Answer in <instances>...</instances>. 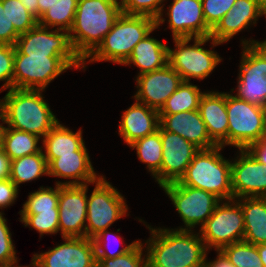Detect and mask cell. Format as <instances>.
I'll list each match as a JSON object with an SVG mask.
<instances>
[{"instance_id": "6da1fadb", "label": "cell", "mask_w": 266, "mask_h": 267, "mask_svg": "<svg viewBox=\"0 0 266 267\" xmlns=\"http://www.w3.org/2000/svg\"><path fill=\"white\" fill-rule=\"evenodd\" d=\"M146 240L147 267H199L206 262L207 248L193 230L153 228Z\"/></svg>"}, {"instance_id": "7a4b0ae2", "label": "cell", "mask_w": 266, "mask_h": 267, "mask_svg": "<svg viewBox=\"0 0 266 267\" xmlns=\"http://www.w3.org/2000/svg\"><path fill=\"white\" fill-rule=\"evenodd\" d=\"M121 14L118 0H78L74 22L68 33L71 46L83 64Z\"/></svg>"}, {"instance_id": "3957f363", "label": "cell", "mask_w": 266, "mask_h": 267, "mask_svg": "<svg viewBox=\"0 0 266 267\" xmlns=\"http://www.w3.org/2000/svg\"><path fill=\"white\" fill-rule=\"evenodd\" d=\"M41 92L43 90L9 89L4 98L0 99L3 123L9 128L44 138L59 121Z\"/></svg>"}, {"instance_id": "277c9868", "label": "cell", "mask_w": 266, "mask_h": 267, "mask_svg": "<svg viewBox=\"0 0 266 267\" xmlns=\"http://www.w3.org/2000/svg\"><path fill=\"white\" fill-rule=\"evenodd\" d=\"M222 146L200 149L180 178L182 185L210 192L223 200L233 199L231 187V161L221 153Z\"/></svg>"}, {"instance_id": "5b68a950", "label": "cell", "mask_w": 266, "mask_h": 267, "mask_svg": "<svg viewBox=\"0 0 266 267\" xmlns=\"http://www.w3.org/2000/svg\"><path fill=\"white\" fill-rule=\"evenodd\" d=\"M156 29V20L148 16L121 14L103 41L87 57L89 62L112 61L123 64L133 48Z\"/></svg>"}, {"instance_id": "8992f818", "label": "cell", "mask_w": 266, "mask_h": 267, "mask_svg": "<svg viewBox=\"0 0 266 267\" xmlns=\"http://www.w3.org/2000/svg\"><path fill=\"white\" fill-rule=\"evenodd\" d=\"M175 49L168 48V64L180 75L183 81L190 82L191 78L203 80L221 62V57L212 50L202 47L206 42L217 46L210 36L195 37L194 44L188 45L192 38H173Z\"/></svg>"}, {"instance_id": "52a82bcc", "label": "cell", "mask_w": 266, "mask_h": 267, "mask_svg": "<svg viewBox=\"0 0 266 267\" xmlns=\"http://www.w3.org/2000/svg\"><path fill=\"white\" fill-rule=\"evenodd\" d=\"M93 184L95 188L90 198L87 197L85 237L89 239L108 229L128 210L124 197L104 176H100Z\"/></svg>"}, {"instance_id": "ba28073f", "label": "cell", "mask_w": 266, "mask_h": 267, "mask_svg": "<svg viewBox=\"0 0 266 267\" xmlns=\"http://www.w3.org/2000/svg\"><path fill=\"white\" fill-rule=\"evenodd\" d=\"M199 234L207 248L220 251L224 246L244 239V216L236 199L219 202L212 215L200 227Z\"/></svg>"}, {"instance_id": "9c48e42d", "label": "cell", "mask_w": 266, "mask_h": 267, "mask_svg": "<svg viewBox=\"0 0 266 267\" xmlns=\"http://www.w3.org/2000/svg\"><path fill=\"white\" fill-rule=\"evenodd\" d=\"M228 145L247 149L264 135L262 107L226 92Z\"/></svg>"}, {"instance_id": "30bf717a", "label": "cell", "mask_w": 266, "mask_h": 267, "mask_svg": "<svg viewBox=\"0 0 266 267\" xmlns=\"http://www.w3.org/2000/svg\"><path fill=\"white\" fill-rule=\"evenodd\" d=\"M236 97L259 106L266 104V49L260 41L243 40Z\"/></svg>"}, {"instance_id": "8fae6325", "label": "cell", "mask_w": 266, "mask_h": 267, "mask_svg": "<svg viewBox=\"0 0 266 267\" xmlns=\"http://www.w3.org/2000/svg\"><path fill=\"white\" fill-rule=\"evenodd\" d=\"M71 67L63 56H29L15 48L13 88L44 91L51 81Z\"/></svg>"}, {"instance_id": "7c38bea8", "label": "cell", "mask_w": 266, "mask_h": 267, "mask_svg": "<svg viewBox=\"0 0 266 267\" xmlns=\"http://www.w3.org/2000/svg\"><path fill=\"white\" fill-rule=\"evenodd\" d=\"M15 48L21 53L29 56H63L73 68L85 69L83 61L74 52L69 33L66 30L49 31L48 27L37 24L26 33L19 35Z\"/></svg>"}, {"instance_id": "4fadbf2b", "label": "cell", "mask_w": 266, "mask_h": 267, "mask_svg": "<svg viewBox=\"0 0 266 267\" xmlns=\"http://www.w3.org/2000/svg\"><path fill=\"white\" fill-rule=\"evenodd\" d=\"M161 187L171 199L185 224V228L179 227V230H192L199 224L201 227L221 201L210 192L182 185L179 181Z\"/></svg>"}, {"instance_id": "5bb4252c", "label": "cell", "mask_w": 266, "mask_h": 267, "mask_svg": "<svg viewBox=\"0 0 266 267\" xmlns=\"http://www.w3.org/2000/svg\"><path fill=\"white\" fill-rule=\"evenodd\" d=\"M162 141V163L160 171L154 176L159 186L179 181L187 166L200 150L178 134L168 132L160 126Z\"/></svg>"}, {"instance_id": "9a60e30c", "label": "cell", "mask_w": 266, "mask_h": 267, "mask_svg": "<svg viewBox=\"0 0 266 267\" xmlns=\"http://www.w3.org/2000/svg\"><path fill=\"white\" fill-rule=\"evenodd\" d=\"M53 249L34 254L32 262L37 267H96L93 239L87 237H65Z\"/></svg>"}, {"instance_id": "2e32d148", "label": "cell", "mask_w": 266, "mask_h": 267, "mask_svg": "<svg viewBox=\"0 0 266 267\" xmlns=\"http://www.w3.org/2000/svg\"><path fill=\"white\" fill-rule=\"evenodd\" d=\"M88 184L59 185V231L62 238L85 237Z\"/></svg>"}, {"instance_id": "e0dca14e", "label": "cell", "mask_w": 266, "mask_h": 267, "mask_svg": "<svg viewBox=\"0 0 266 267\" xmlns=\"http://www.w3.org/2000/svg\"><path fill=\"white\" fill-rule=\"evenodd\" d=\"M240 156L231 161L233 199L266 197V166L247 149H239Z\"/></svg>"}, {"instance_id": "ac0fdd59", "label": "cell", "mask_w": 266, "mask_h": 267, "mask_svg": "<svg viewBox=\"0 0 266 267\" xmlns=\"http://www.w3.org/2000/svg\"><path fill=\"white\" fill-rule=\"evenodd\" d=\"M136 101L160 111L167 99L183 82L180 75L169 65L136 77Z\"/></svg>"}, {"instance_id": "d6986e66", "label": "cell", "mask_w": 266, "mask_h": 267, "mask_svg": "<svg viewBox=\"0 0 266 267\" xmlns=\"http://www.w3.org/2000/svg\"><path fill=\"white\" fill-rule=\"evenodd\" d=\"M169 28L173 38L207 37V26L201 0H173L167 10Z\"/></svg>"}, {"instance_id": "ffe728a7", "label": "cell", "mask_w": 266, "mask_h": 267, "mask_svg": "<svg viewBox=\"0 0 266 267\" xmlns=\"http://www.w3.org/2000/svg\"><path fill=\"white\" fill-rule=\"evenodd\" d=\"M159 125L194 144L199 149H210L217 144L210 138L199 110L175 114H159Z\"/></svg>"}, {"instance_id": "44dd1931", "label": "cell", "mask_w": 266, "mask_h": 267, "mask_svg": "<svg viewBox=\"0 0 266 267\" xmlns=\"http://www.w3.org/2000/svg\"><path fill=\"white\" fill-rule=\"evenodd\" d=\"M48 175L72 181L60 182L59 185L93 184L100 176L96 174L91 164L85 145L74 154L59 155L48 165Z\"/></svg>"}, {"instance_id": "7402d4cb", "label": "cell", "mask_w": 266, "mask_h": 267, "mask_svg": "<svg viewBox=\"0 0 266 267\" xmlns=\"http://www.w3.org/2000/svg\"><path fill=\"white\" fill-rule=\"evenodd\" d=\"M263 15L257 0H236L232 8L211 30L210 38L223 44L251 24L255 25L258 18Z\"/></svg>"}, {"instance_id": "603a6c76", "label": "cell", "mask_w": 266, "mask_h": 267, "mask_svg": "<svg viewBox=\"0 0 266 267\" xmlns=\"http://www.w3.org/2000/svg\"><path fill=\"white\" fill-rule=\"evenodd\" d=\"M199 112L210 138L222 147L228 145V114L226 93L204 92L199 103Z\"/></svg>"}, {"instance_id": "cb8c5ba5", "label": "cell", "mask_w": 266, "mask_h": 267, "mask_svg": "<svg viewBox=\"0 0 266 267\" xmlns=\"http://www.w3.org/2000/svg\"><path fill=\"white\" fill-rule=\"evenodd\" d=\"M159 120V111L136 101L123 112L119 122V135L130 145L157 131Z\"/></svg>"}, {"instance_id": "d4e9b609", "label": "cell", "mask_w": 266, "mask_h": 267, "mask_svg": "<svg viewBox=\"0 0 266 267\" xmlns=\"http://www.w3.org/2000/svg\"><path fill=\"white\" fill-rule=\"evenodd\" d=\"M244 216V241L254 245L266 243V197L237 199Z\"/></svg>"}, {"instance_id": "484cf974", "label": "cell", "mask_w": 266, "mask_h": 267, "mask_svg": "<svg viewBox=\"0 0 266 267\" xmlns=\"http://www.w3.org/2000/svg\"><path fill=\"white\" fill-rule=\"evenodd\" d=\"M148 34L134 48L123 65L134 64L139 69L138 75L161 69L168 64V46Z\"/></svg>"}, {"instance_id": "4316f807", "label": "cell", "mask_w": 266, "mask_h": 267, "mask_svg": "<svg viewBox=\"0 0 266 267\" xmlns=\"http://www.w3.org/2000/svg\"><path fill=\"white\" fill-rule=\"evenodd\" d=\"M42 142L45 148L43 154L48 165L59 155L74 154V151L85 145L81 129L74 133L60 122L42 138Z\"/></svg>"}, {"instance_id": "83f0119b", "label": "cell", "mask_w": 266, "mask_h": 267, "mask_svg": "<svg viewBox=\"0 0 266 267\" xmlns=\"http://www.w3.org/2000/svg\"><path fill=\"white\" fill-rule=\"evenodd\" d=\"M40 137L25 131L3 127L1 134V147L9 156L10 160H15L23 156L39 153L43 147H39Z\"/></svg>"}, {"instance_id": "f1b7e54d", "label": "cell", "mask_w": 266, "mask_h": 267, "mask_svg": "<svg viewBox=\"0 0 266 267\" xmlns=\"http://www.w3.org/2000/svg\"><path fill=\"white\" fill-rule=\"evenodd\" d=\"M48 175V164L43 151L11 160L10 180L19 188V184L36 180Z\"/></svg>"}, {"instance_id": "f546056e", "label": "cell", "mask_w": 266, "mask_h": 267, "mask_svg": "<svg viewBox=\"0 0 266 267\" xmlns=\"http://www.w3.org/2000/svg\"><path fill=\"white\" fill-rule=\"evenodd\" d=\"M202 93L198 86L183 81L177 90L167 99L159 114H175L199 109Z\"/></svg>"}, {"instance_id": "4dcf8cb0", "label": "cell", "mask_w": 266, "mask_h": 267, "mask_svg": "<svg viewBox=\"0 0 266 267\" xmlns=\"http://www.w3.org/2000/svg\"><path fill=\"white\" fill-rule=\"evenodd\" d=\"M136 149L137 156L142 163L147 164L148 171L154 176L160 171L162 163V141L160 138V125L158 130L129 145Z\"/></svg>"}, {"instance_id": "1f68e13d", "label": "cell", "mask_w": 266, "mask_h": 267, "mask_svg": "<svg viewBox=\"0 0 266 267\" xmlns=\"http://www.w3.org/2000/svg\"><path fill=\"white\" fill-rule=\"evenodd\" d=\"M77 3L78 0H57L40 16L38 24L48 28L57 26L58 30L69 32L74 22Z\"/></svg>"}, {"instance_id": "d6a6232c", "label": "cell", "mask_w": 266, "mask_h": 267, "mask_svg": "<svg viewBox=\"0 0 266 267\" xmlns=\"http://www.w3.org/2000/svg\"><path fill=\"white\" fill-rule=\"evenodd\" d=\"M235 267H263L257 246L244 240L220 250Z\"/></svg>"}, {"instance_id": "836d02e7", "label": "cell", "mask_w": 266, "mask_h": 267, "mask_svg": "<svg viewBox=\"0 0 266 267\" xmlns=\"http://www.w3.org/2000/svg\"><path fill=\"white\" fill-rule=\"evenodd\" d=\"M55 185V189L52 187H40L39 190L30 193L23 204V209L20 210V215H32L36 214V211H53V209H58L59 184Z\"/></svg>"}, {"instance_id": "e575fe53", "label": "cell", "mask_w": 266, "mask_h": 267, "mask_svg": "<svg viewBox=\"0 0 266 267\" xmlns=\"http://www.w3.org/2000/svg\"><path fill=\"white\" fill-rule=\"evenodd\" d=\"M162 2L164 0H121L120 5L123 14L151 17L156 20V28H159L166 20L163 18Z\"/></svg>"}, {"instance_id": "d590c367", "label": "cell", "mask_w": 266, "mask_h": 267, "mask_svg": "<svg viewBox=\"0 0 266 267\" xmlns=\"http://www.w3.org/2000/svg\"><path fill=\"white\" fill-rule=\"evenodd\" d=\"M143 243L138 240L125 254L115 258H96V267H147V255L143 258Z\"/></svg>"}, {"instance_id": "8d00e7d4", "label": "cell", "mask_w": 266, "mask_h": 267, "mask_svg": "<svg viewBox=\"0 0 266 267\" xmlns=\"http://www.w3.org/2000/svg\"><path fill=\"white\" fill-rule=\"evenodd\" d=\"M20 221L25 226H30L43 234H56L59 231V210L53 209V211H36V214L32 215H20Z\"/></svg>"}, {"instance_id": "74e56055", "label": "cell", "mask_w": 266, "mask_h": 267, "mask_svg": "<svg viewBox=\"0 0 266 267\" xmlns=\"http://www.w3.org/2000/svg\"><path fill=\"white\" fill-rule=\"evenodd\" d=\"M2 3L3 6H6L9 20L19 35L26 33L38 24V20L27 11L20 0H3Z\"/></svg>"}, {"instance_id": "f35d334b", "label": "cell", "mask_w": 266, "mask_h": 267, "mask_svg": "<svg viewBox=\"0 0 266 267\" xmlns=\"http://www.w3.org/2000/svg\"><path fill=\"white\" fill-rule=\"evenodd\" d=\"M236 0H201L207 26L212 30Z\"/></svg>"}, {"instance_id": "ab89813d", "label": "cell", "mask_w": 266, "mask_h": 267, "mask_svg": "<svg viewBox=\"0 0 266 267\" xmlns=\"http://www.w3.org/2000/svg\"><path fill=\"white\" fill-rule=\"evenodd\" d=\"M15 46L0 44V81H5L0 93L13 88Z\"/></svg>"}, {"instance_id": "60d3db41", "label": "cell", "mask_w": 266, "mask_h": 267, "mask_svg": "<svg viewBox=\"0 0 266 267\" xmlns=\"http://www.w3.org/2000/svg\"><path fill=\"white\" fill-rule=\"evenodd\" d=\"M3 213H0V265H6L18 261L16 250L11 238V232L7 226Z\"/></svg>"}, {"instance_id": "b9f144b4", "label": "cell", "mask_w": 266, "mask_h": 267, "mask_svg": "<svg viewBox=\"0 0 266 267\" xmlns=\"http://www.w3.org/2000/svg\"><path fill=\"white\" fill-rule=\"evenodd\" d=\"M113 236H116V235L115 234L113 235L110 231H108V229H106L93 238L96 258H112L113 259L117 256L123 255L127 251H129L134 246V244L138 241V240H136V241L132 242L131 244L121 248L118 252L117 251L108 252L105 249V246H108V245H104V244H106L107 241L110 242V240H112Z\"/></svg>"}, {"instance_id": "7bdbcfd3", "label": "cell", "mask_w": 266, "mask_h": 267, "mask_svg": "<svg viewBox=\"0 0 266 267\" xmlns=\"http://www.w3.org/2000/svg\"><path fill=\"white\" fill-rule=\"evenodd\" d=\"M19 34L15 31L14 25L9 20L6 6L0 1V44L15 46Z\"/></svg>"}, {"instance_id": "ee69618b", "label": "cell", "mask_w": 266, "mask_h": 267, "mask_svg": "<svg viewBox=\"0 0 266 267\" xmlns=\"http://www.w3.org/2000/svg\"><path fill=\"white\" fill-rule=\"evenodd\" d=\"M18 190V187L10 178L0 180V209L6 208L14 203L18 195Z\"/></svg>"}, {"instance_id": "f6af8a7d", "label": "cell", "mask_w": 266, "mask_h": 267, "mask_svg": "<svg viewBox=\"0 0 266 267\" xmlns=\"http://www.w3.org/2000/svg\"><path fill=\"white\" fill-rule=\"evenodd\" d=\"M247 150L264 166H266V134L258 141L251 144Z\"/></svg>"}, {"instance_id": "bcb514c9", "label": "cell", "mask_w": 266, "mask_h": 267, "mask_svg": "<svg viewBox=\"0 0 266 267\" xmlns=\"http://www.w3.org/2000/svg\"><path fill=\"white\" fill-rule=\"evenodd\" d=\"M11 160L0 146V180L10 178Z\"/></svg>"}, {"instance_id": "7dc6e473", "label": "cell", "mask_w": 266, "mask_h": 267, "mask_svg": "<svg viewBox=\"0 0 266 267\" xmlns=\"http://www.w3.org/2000/svg\"><path fill=\"white\" fill-rule=\"evenodd\" d=\"M217 253V258L212 262L206 260L209 267H235L221 251Z\"/></svg>"}, {"instance_id": "c3c4849f", "label": "cell", "mask_w": 266, "mask_h": 267, "mask_svg": "<svg viewBox=\"0 0 266 267\" xmlns=\"http://www.w3.org/2000/svg\"><path fill=\"white\" fill-rule=\"evenodd\" d=\"M27 11L38 20V1L37 0H20Z\"/></svg>"}, {"instance_id": "681fc988", "label": "cell", "mask_w": 266, "mask_h": 267, "mask_svg": "<svg viewBox=\"0 0 266 267\" xmlns=\"http://www.w3.org/2000/svg\"><path fill=\"white\" fill-rule=\"evenodd\" d=\"M38 1V19L48 10V7L53 5L57 0H37Z\"/></svg>"}, {"instance_id": "f907efd6", "label": "cell", "mask_w": 266, "mask_h": 267, "mask_svg": "<svg viewBox=\"0 0 266 267\" xmlns=\"http://www.w3.org/2000/svg\"><path fill=\"white\" fill-rule=\"evenodd\" d=\"M256 246H257L258 254H259L261 261L263 263V267H266V243L259 244Z\"/></svg>"}, {"instance_id": "816d5d0a", "label": "cell", "mask_w": 266, "mask_h": 267, "mask_svg": "<svg viewBox=\"0 0 266 267\" xmlns=\"http://www.w3.org/2000/svg\"><path fill=\"white\" fill-rule=\"evenodd\" d=\"M261 12L266 17V0H257Z\"/></svg>"}, {"instance_id": "f5cc1de1", "label": "cell", "mask_w": 266, "mask_h": 267, "mask_svg": "<svg viewBox=\"0 0 266 267\" xmlns=\"http://www.w3.org/2000/svg\"><path fill=\"white\" fill-rule=\"evenodd\" d=\"M262 111H263V119H264V129H265V134H266V104L262 106Z\"/></svg>"}, {"instance_id": "db71d44e", "label": "cell", "mask_w": 266, "mask_h": 267, "mask_svg": "<svg viewBox=\"0 0 266 267\" xmlns=\"http://www.w3.org/2000/svg\"><path fill=\"white\" fill-rule=\"evenodd\" d=\"M0 120H1L2 122H4V119H3V115H2V111H1V109H0ZM2 124H3V123L0 124V145H1V134H2L3 127H4Z\"/></svg>"}, {"instance_id": "11a10c76", "label": "cell", "mask_w": 266, "mask_h": 267, "mask_svg": "<svg viewBox=\"0 0 266 267\" xmlns=\"http://www.w3.org/2000/svg\"><path fill=\"white\" fill-rule=\"evenodd\" d=\"M17 262L18 261L10 263V264H6V265H0V267H23V266H19V264ZM17 264H18V266H17ZM14 265H16V266H14Z\"/></svg>"}, {"instance_id": "9f6ffc18", "label": "cell", "mask_w": 266, "mask_h": 267, "mask_svg": "<svg viewBox=\"0 0 266 267\" xmlns=\"http://www.w3.org/2000/svg\"><path fill=\"white\" fill-rule=\"evenodd\" d=\"M260 44L266 49V40L265 41H262L260 42Z\"/></svg>"}, {"instance_id": "6f0895ef", "label": "cell", "mask_w": 266, "mask_h": 267, "mask_svg": "<svg viewBox=\"0 0 266 267\" xmlns=\"http://www.w3.org/2000/svg\"><path fill=\"white\" fill-rule=\"evenodd\" d=\"M31 267H37L32 261H31ZM24 267H30V266H24Z\"/></svg>"}, {"instance_id": "680465c9", "label": "cell", "mask_w": 266, "mask_h": 267, "mask_svg": "<svg viewBox=\"0 0 266 267\" xmlns=\"http://www.w3.org/2000/svg\"><path fill=\"white\" fill-rule=\"evenodd\" d=\"M199 267H209L208 264L205 262L203 265L199 266Z\"/></svg>"}]
</instances>
